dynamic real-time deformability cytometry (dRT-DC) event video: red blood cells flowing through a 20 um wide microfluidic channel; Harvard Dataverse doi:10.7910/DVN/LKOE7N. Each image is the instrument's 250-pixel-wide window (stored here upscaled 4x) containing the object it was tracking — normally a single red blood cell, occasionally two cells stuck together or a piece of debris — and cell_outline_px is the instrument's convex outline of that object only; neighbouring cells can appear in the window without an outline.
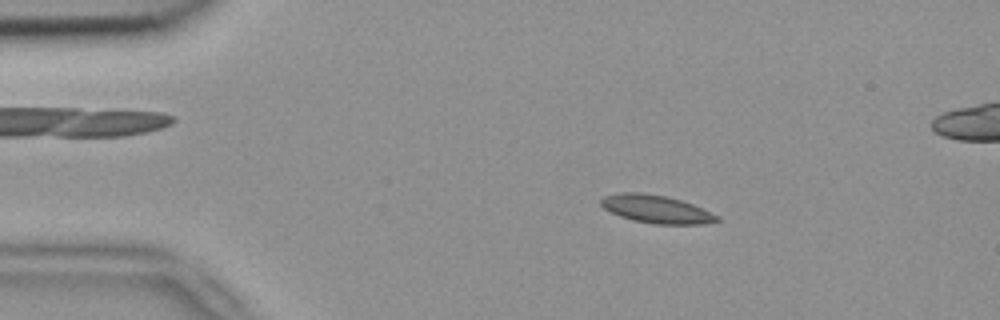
{"species": "common noctule bat (a hibernating species)", "species_latin": "Nyctalus noctula", "temperature_condition": "room temperature", "stored_images_in_passage": 9, "camera_frame_rate_fps": 3000, "um_per_image_px": 0.085, "animal": {"sex": "female", "body_mass_g": 18.4}, "frame": {"image": 1, "passage_image": 2, "time_ms": 0.333, "image_size_px": [1000, 320], "cell_outline_px": [[720, 220], [704, 224], [656, 224], [632, 220], [620, 216], [604, 208], [600, 204], [600, 200], [604, 196], [620, 192], [640, 192], [664, 196], [680, 200], [692, 204], [720, 216]], "centroid_in_image_um": [55.78, 17.78], "position_along_channel_um": 29.2, "area_um2": 18.79}}
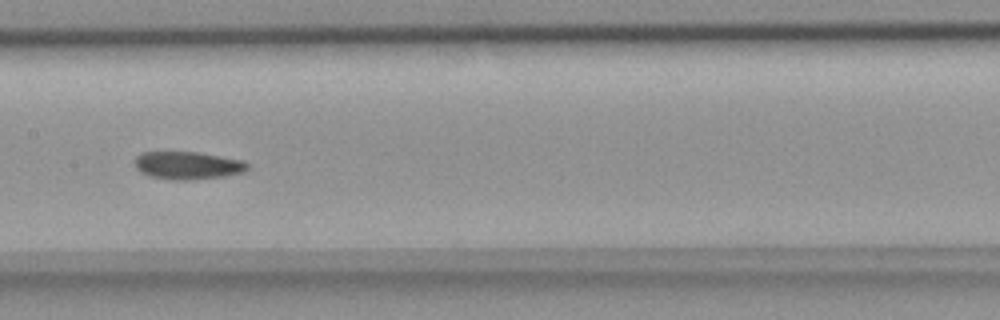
{"frame": {"image": 2, "passage_image": 7, "time_ms": 2.0, "image_size_px": [1000, 320], "cell_outline_px": [[248, 168], [244, 172], [224, 176], [184, 180], [172, 180], [148, 176], [140, 172], [136, 168], [136, 156], [140, 152], [200, 152], [244, 160], [248, 164]], "centroid_in_image_um": [15.95, 14.05], "position_along_channel_um": 191.4, "area_um2": 18.32}}
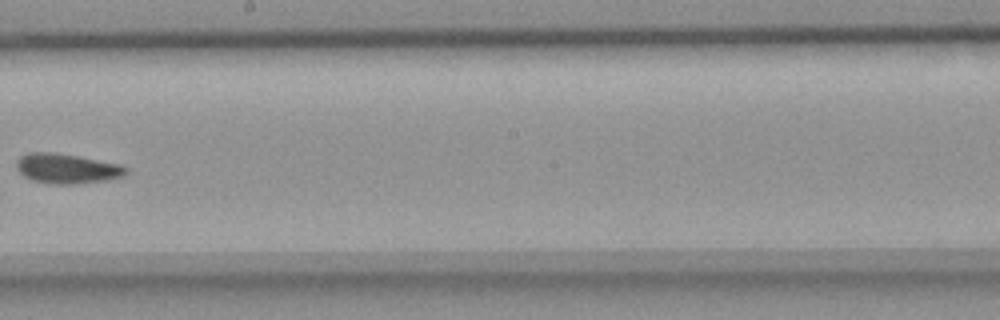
{"frame": {"image": 3, "passage_image": 8, "time_ms": 2.333, "image_size_px": [1000, 320], "cell_outline_px": [[128, 172], [124, 176], [108, 180], [76, 184], [52, 184], [32, 180], [24, 176], [16, 168], [16, 160], [20, 156], [28, 152], [52, 152], [76, 156], [120, 164], [128, 168]], "centroid_in_image_um": [5.68, 14.33], "position_along_channel_um": 242.5, "area_um2": 19.13}}